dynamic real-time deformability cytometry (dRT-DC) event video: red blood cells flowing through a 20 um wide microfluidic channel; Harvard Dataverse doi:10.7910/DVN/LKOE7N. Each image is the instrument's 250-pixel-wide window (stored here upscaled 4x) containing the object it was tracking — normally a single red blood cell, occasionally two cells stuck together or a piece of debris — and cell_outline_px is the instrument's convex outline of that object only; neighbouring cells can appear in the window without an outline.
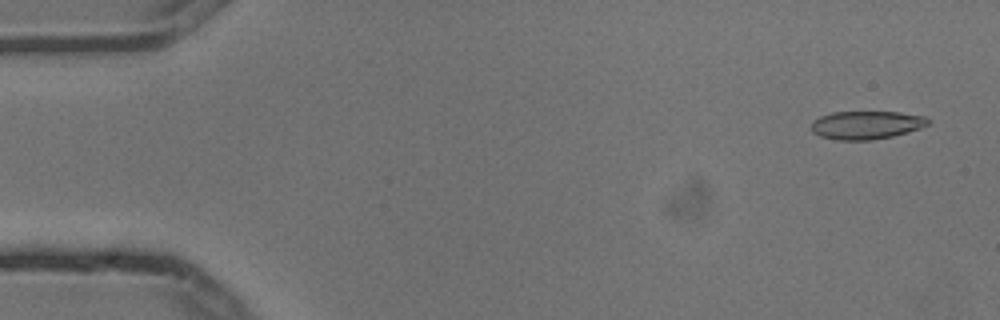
{"species": "common noctule bat (a hibernating species)", "species_latin": "Nyctalus noctula", "temperature_condition": "cold", "stored_images_in_passage": 3, "camera_frame_rate_fps": 3000, "um_per_image_px": 0.085, "animal": {"sex": "male", "body_mass_g": 13.3}, "frame": {"image": 1, "passage_image": 1, "time_ms": 0.0, "image_size_px": [1000, 320], "cell_outline_px": [[928, 124], [920, 128], [908, 132], [892, 136], [872, 140], [836, 140], [820, 136], [812, 132], [812, 120], [820, 116], [832, 112], [900, 112], [924, 116], [928, 120]], "centroid_in_image_um": [73.61, 10.63], "position_along_channel_um": 11.4, "area_um2": 19.19}}